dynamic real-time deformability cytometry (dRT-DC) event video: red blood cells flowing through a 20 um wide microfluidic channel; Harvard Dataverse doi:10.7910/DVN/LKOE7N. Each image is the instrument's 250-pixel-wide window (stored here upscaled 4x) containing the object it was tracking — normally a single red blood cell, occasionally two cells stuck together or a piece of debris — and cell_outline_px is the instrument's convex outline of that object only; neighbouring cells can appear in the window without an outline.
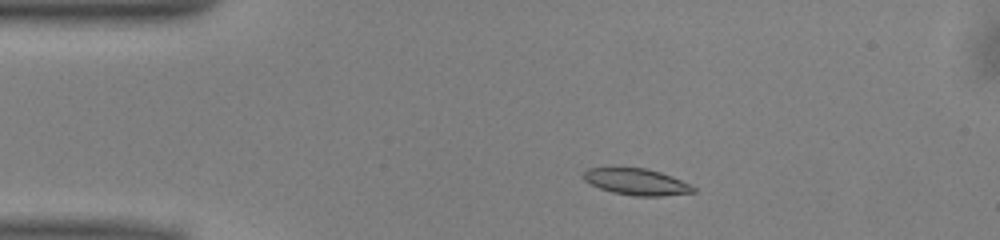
{"species": "common noctule bat (a hibernating species)", "species_latin": "Nyctalus noctula", "temperature_condition": "warm", "stored_images_in_passage": 46, "camera_frame_rate_fps": 3000, "um_per_image_px": 0.085, "animal": {"sex": "male", "body_mass_g": 13.0, "forearm_length_mm": 53.1}, "frame": {"image": 1, "passage_image": 5, "time_ms": 1.333, "image_size_px": [1000, 240], "cell_outline_px": [[696, 192], [660, 196], [632, 196], [612, 192], [600, 188], [584, 180], [580, 176], [588, 168], [644, 168], [660, 172], [672, 176], [696, 188]], "centroid_in_image_um": [54.08, 15.46], "position_along_channel_um": 30.9, "area_um2": 16.82}}
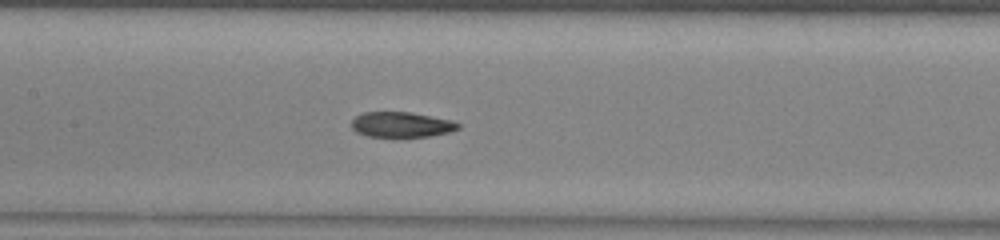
{"frame": {"image": 2, "passage_image": 19, "time_ms": 6.0, "image_size_px": [1000, 240], "cell_outline_px": [[460, 128], [448, 132], [428, 136], [396, 140], [368, 136], [356, 132], [352, 128], [352, 120], [356, 116], [364, 112], [412, 112], [452, 120], [460, 124]], "centroid_in_image_um": [34.1, 10.63], "position_along_channel_um": 173.3, "area_um2": 16.42}}
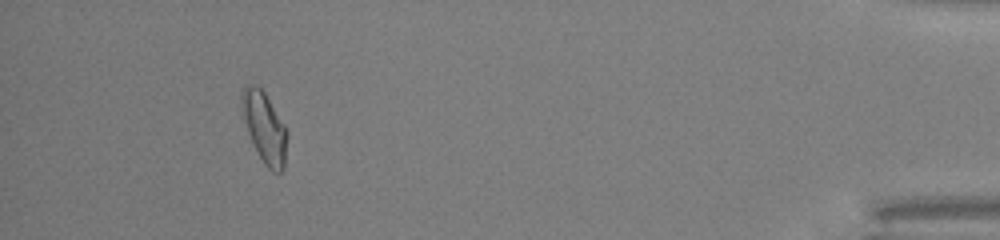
{"frame": {"image": 3, "passage_image": 42, "time_ms": 13.667, "image_size_px": [1000, 240], "cell_outline_px": [[288, 132], [284, 168], [280, 172], [272, 172], [264, 164], [252, 144], [240, 108], [240, 96], [244, 84], [256, 84], [264, 92], [284, 124]], "centroid_in_image_um": [22.46, 10.81], "position_along_channel_um": 412.7, "area_um2": 18.9}, "authors_computed_cell_mechanics": {"area_um2": 16.8776, "velocity_mm_per_s": 4.0392, "shape_relaxation_time_tau1_ms": 3.9753, "shape_relaxation_time_tau2_ms": 4.7877, "deformation_change_tau1": 0.1345, "deformation_change_tau2": 0.0621}}